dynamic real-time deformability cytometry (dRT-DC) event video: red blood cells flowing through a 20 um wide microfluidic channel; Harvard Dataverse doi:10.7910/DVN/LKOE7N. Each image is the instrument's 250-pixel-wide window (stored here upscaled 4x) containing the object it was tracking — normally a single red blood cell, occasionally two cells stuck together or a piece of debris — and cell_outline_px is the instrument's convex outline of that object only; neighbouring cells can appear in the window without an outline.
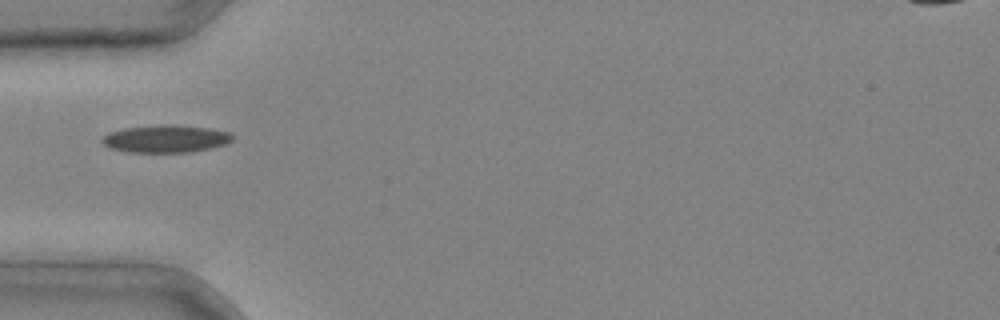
{"species": "common noctule bat (a hibernating species)", "species_latin": "Nyctalus noctula", "temperature_condition": "cold", "stored_images_in_passage": 5, "camera_frame_rate_fps": 3000, "um_per_image_px": 0.085, "animal": {"sex": "male", "body_mass_g": 20.4}, "frame": {"image": 1, "passage_image": 4, "time_ms": 1.0, "image_size_px": [1000, 320], "cell_outline_px": [[236, 136], [228, 144], [212, 148], [192, 152], [128, 152], [108, 148], [100, 140], [108, 132], [124, 128], [160, 124], [176, 124], [208, 128], [232, 132]], "centroid_in_image_um": [14.13, 11.79], "position_along_channel_um": 70.9, "area_um2": 21.39}}